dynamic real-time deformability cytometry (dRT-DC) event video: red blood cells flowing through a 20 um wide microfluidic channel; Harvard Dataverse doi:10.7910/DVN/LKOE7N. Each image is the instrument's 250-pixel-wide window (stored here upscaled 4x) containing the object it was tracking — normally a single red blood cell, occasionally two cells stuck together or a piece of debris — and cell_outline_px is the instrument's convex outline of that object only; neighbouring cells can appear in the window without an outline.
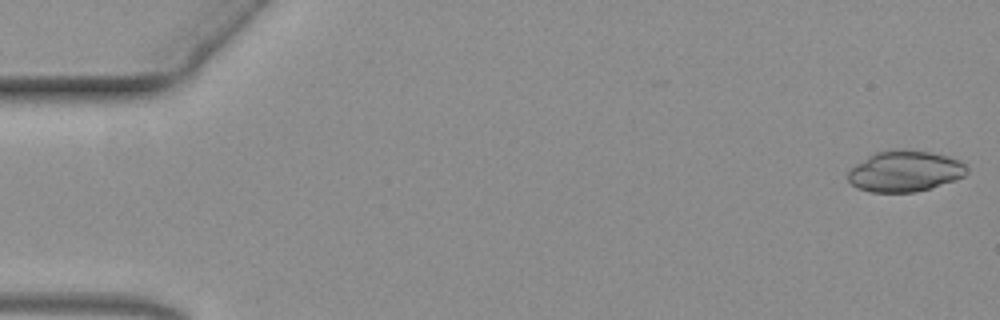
{"species": "common noctule bat (a hibernating species)", "species_latin": "Nyctalus noctula", "temperature_condition": "warm", "stored_images_in_passage": 9, "camera_frame_rate_fps": 3000, "um_per_image_px": 0.085, "animal": {"sex": "female", "body_mass_g": 19.3, "forearm_length_mm": 54.1}, "frame": {"image": 1, "passage_image": 1, "time_ms": 0.0, "image_size_px": [1000, 320], "cell_outline_px": [[968, 172], [964, 176], [932, 188], [912, 192], [872, 192], [856, 188], [848, 180], [848, 172], [856, 164], [872, 152], [896, 148], [932, 152], [948, 156], [960, 160], [968, 168]], "centroid_in_image_um": [76.91, 14.53], "position_along_channel_um": 8.1, "area_um2": 28.67}}
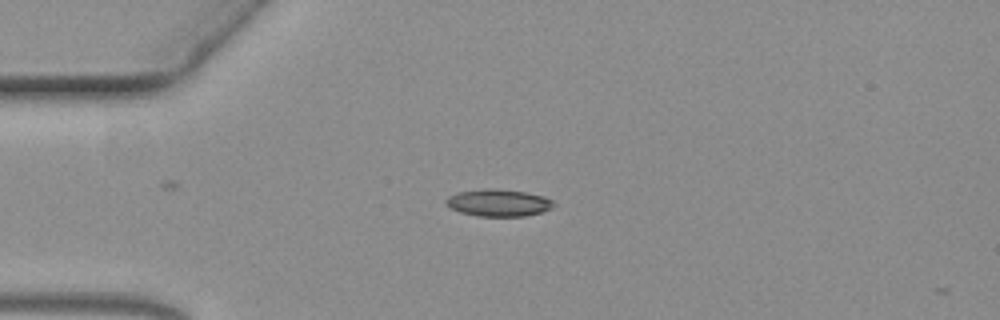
{"frame": {"image": 2, "passage_image": 5, "time_ms": 1.333, "image_size_px": [1000, 320], "cell_outline_px": [[556, 204], [552, 208], [540, 212], [524, 216], [476, 216], [460, 212], [444, 204], [444, 200], [448, 196], [460, 192], [484, 188], [496, 188], [528, 192], [544, 196], [552, 200]], "centroid_in_image_um": [42.37, 17.22], "position_along_channel_um": 42.6, "area_um2": 17.17}}